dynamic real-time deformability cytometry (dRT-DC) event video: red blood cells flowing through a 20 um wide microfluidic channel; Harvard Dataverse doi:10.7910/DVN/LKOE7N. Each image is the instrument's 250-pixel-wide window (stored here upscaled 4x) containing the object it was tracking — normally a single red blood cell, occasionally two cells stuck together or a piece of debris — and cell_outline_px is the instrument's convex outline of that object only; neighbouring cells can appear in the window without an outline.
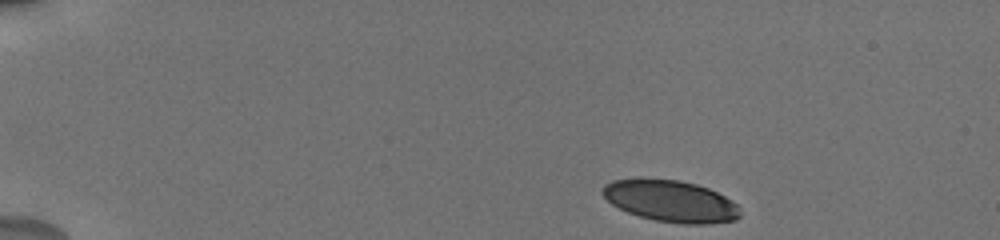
{"species": "human", "species_latin": "Homo sapiens", "temperature_condition": "cold", "stored_images_in_passage": 44, "camera_frame_rate_fps": 3000, "um_per_image_px": 0.085, "donor": {"sex": "male"}, "frame": {"image": 1, "passage_image": 1, "time_ms": 0.0, "image_size_px": [1000, 240], "cell_outline_px": [[740, 216], [736, 220], [708, 224], [684, 224], [656, 220], [640, 216], [628, 212], [612, 204], [600, 192], [604, 184], [612, 180], [640, 176], [680, 180], [696, 184], [708, 188], [732, 200], [740, 208]], "centroid_in_image_um": [56.98, 17.06], "position_along_channel_um": 28.0, "area_um2": 33.93}}
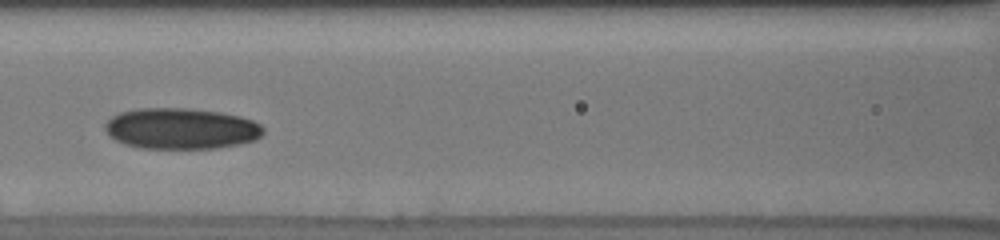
{"frame": {"image": 2, "passage_image": 15, "time_ms": 6.0, "image_size_px": [1000, 240], "cell_outline_px": [[264, 132], [256, 140], [240, 144], [216, 148], [140, 148], [124, 144], [116, 140], [104, 128], [104, 124], [112, 116], [120, 112], [140, 108], [184, 108], [220, 112], [240, 116], [252, 120], [260, 124], [264, 128]], "centroid_in_image_um": [15.41, 10.93], "position_along_channel_um": 151.2, "area_um2": 37.8}}
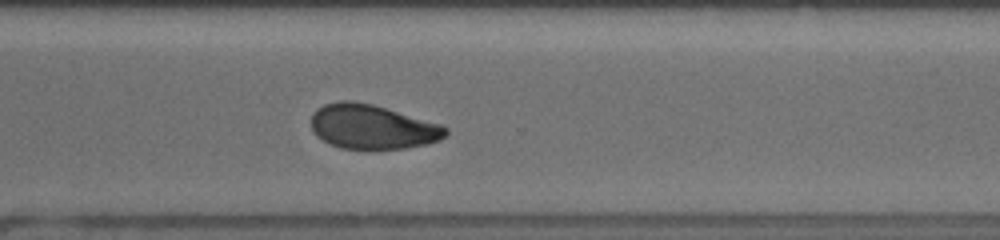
{"frame": {"image": 3, "passage_image": 30, "time_ms": 11.0, "image_size_px": [1000, 240], "cell_outline_px": [[448, 132], [440, 140], [424, 144], [404, 148], [376, 152], [340, 148], [328, 144], [316, 136], [312, 128], [312, 116], [316, 108], [324, 104], [340, 100], [352, 100], [372, 104], [440, 124], [448, 128]], "centroid_in_image_um": [31.61, 10.82], "position_along_channel_um": 339.0, "area_um2": 35.49}, "authors_computed_cell_mechanics": {"area_um2": 35.3158, "velocity_mm_per_s": 3.7592, "shape_relaxation_time_tau1_ms": null, "shape_relaxation_time_tau2_ms": 5.3275, "deformation_change_tau1": null, "deformation_change_tau2": 0.098}}